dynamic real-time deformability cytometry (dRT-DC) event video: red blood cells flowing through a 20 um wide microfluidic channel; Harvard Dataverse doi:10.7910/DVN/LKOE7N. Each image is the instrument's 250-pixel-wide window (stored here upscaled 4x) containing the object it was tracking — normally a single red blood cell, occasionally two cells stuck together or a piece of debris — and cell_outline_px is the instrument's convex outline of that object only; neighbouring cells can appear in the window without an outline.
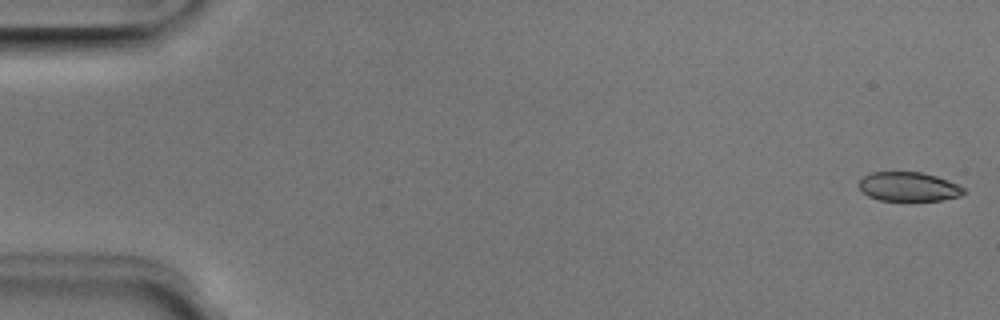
{"species": "Egyptian fruit bat (a non-hibernating species)", "species_latin": "Rousettus aegyptiacus", "temperature_condition": "room temperature", "stored_images_in_passage": 51, "camera_frame_rate_fps": 3000, "um_per_image_px": 0.085, "animal": {"sex": "male"}, "frame": {"image": 1, "passage_image": 1, "time_ms": 0.0, "image_size_px": [1000, 320], "cell_outline_px": [[968, 192], [960, 196], [940, 200], [880, 200], [868, 196], [856, 184], [864, 176], [872, 172], [920, 172], [936, 176], [948, 180], [964, 188]], "centroid_in_image_um": [77.23, 15.86], "position_along_channel_um": 7.8, "area_um2": 17.74}}
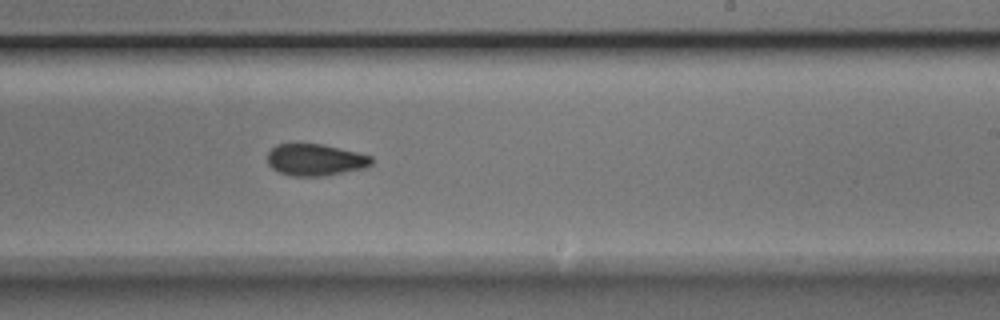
{"frame": {"image": 2, "passage_image": 31, "time_ms": 10.0, "image_size_px": [1000, 320], "cell_outline_px": [[372, 164], [364, 168], [324, 176], [292, 176], [280, 172], [272, 168], [268, 164], [268, 152], [276, 144], [324, 144], [372, 156]], "centroid_in_image_um": [26.8, 13.58], "position_along_channel_um": 262.2, "area_um2": 19.19}}
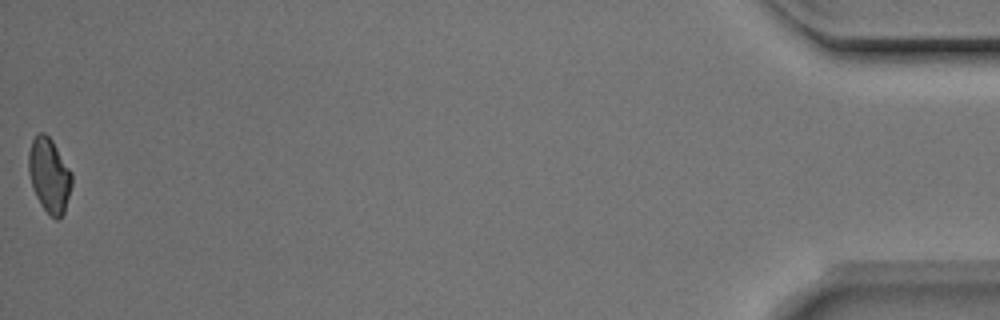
{"frame": {"image": 3, "passage_image": 51, "time_ms": 16.667, "image_size_px": [1000, 320], "cell_outline_px": [[72, 184], [64, 212], [56, 220], [40, 204], [32, 188], [28, 172], [28, 152], [32, 140], [40, 132], [44, 132], [52, 140], [72, 172]], "centroid_in_image_um": [4.18, 14.88], "position_along_channel_um": 431.0, "area_um2": 18.67}, "authors_computed_cell_mechanics": {"area_um2": 19.5942, "velocity_mm_per_s": 3.9876, "shape_relaxation_time_tau1_ms": 3.0649, "shape_relaxation_time_tau2_ms": 2.4635, "deformation_change_tau1": 0.0984, "deformation_change_tau2": 0.0557}}